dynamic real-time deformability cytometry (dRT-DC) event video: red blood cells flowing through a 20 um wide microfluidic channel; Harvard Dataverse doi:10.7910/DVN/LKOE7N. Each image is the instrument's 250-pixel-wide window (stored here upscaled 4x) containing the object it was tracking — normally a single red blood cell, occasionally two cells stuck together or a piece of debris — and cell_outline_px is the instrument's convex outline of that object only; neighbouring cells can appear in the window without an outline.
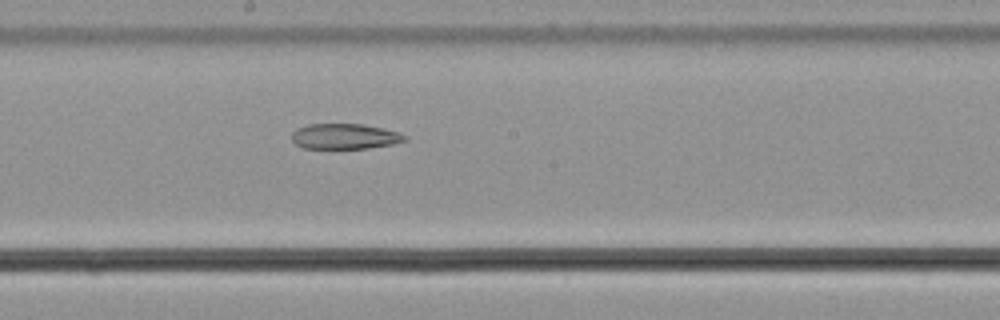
{"species": "common noctule bat (a hibernating species)", "species_latin": "Nyctalus noctula", "temperature_condition": "cold", "stored_images_in_passage": 44, "camera_frame_rate_fps": 3000, "um_per_image_px": 0.085, "animal": {"sex": "male", "body_mass_g": 21.5, "forearm_length_mm": 52.0}, "frame": {"image": 1, "passage_image": 19, "time_ms": 6.0, "image_size_px": [1000, 320], "cell_outline_px": [[408, 140], [392, 144], [368, 148], [304, 148], [296, 144], [292, 140], [292, 132], [296, 128], [308, 124], [364, 124], [400, 132], [408, 136]], "centroid_in_image_um": [29.33, 11.58], "position_along_channel_um": 218.9, "area_um2": 16.82}}
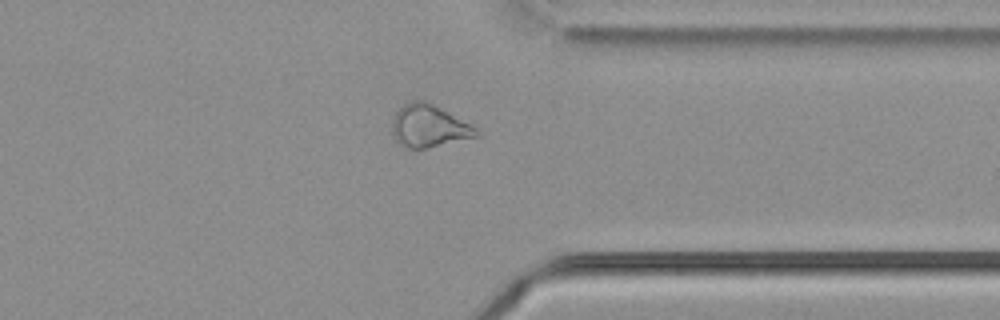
{"frame": {"image": 2, "passage_image": 32, "time_ms": 10.333, "image_size_px": [1000, 320], "cell_outline_px": [[480, 136], [428, 148], [408, 148], [400, 144], [396, 140], [392, 132], [392, 120], [396, 112], [404, 104], [412, 100], [424, 100], [472, 124], [480, 132]], "centroid_in_image_um": [36.47, 10.72], "position_along_channel_um": 374.9, "area_um2": 20.81}}
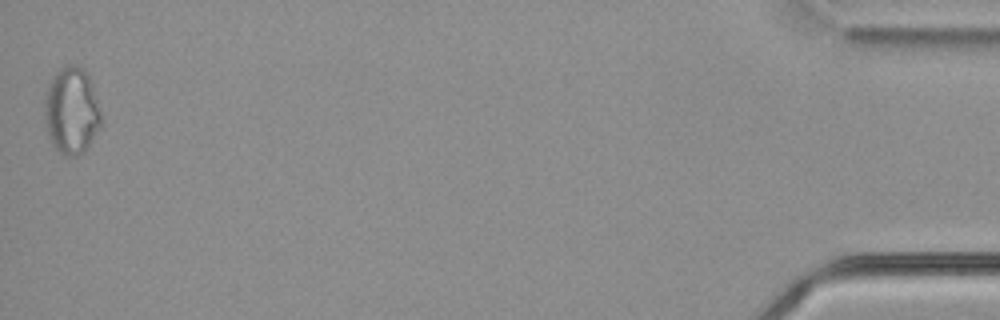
{"frame": {"image": 3, "passage_image": 44, "time_ms": 14.333, "image_size_px": [1000, 320], "cell_outline_px": [[104, 124], [84, 152], [80, 156], [68, 156], [60, 152], [52, 144], [48, 136], [44, 116], [44, 100], [48, 84], [52, 76], [60, 68], [68, 64], [72, 64], [84, 68], [92, 84], [104, 120]], "centroid_in_image_um": [6.11, 9.42], "position_along_channel_um": 429.1, "area_um2": 29.3}}